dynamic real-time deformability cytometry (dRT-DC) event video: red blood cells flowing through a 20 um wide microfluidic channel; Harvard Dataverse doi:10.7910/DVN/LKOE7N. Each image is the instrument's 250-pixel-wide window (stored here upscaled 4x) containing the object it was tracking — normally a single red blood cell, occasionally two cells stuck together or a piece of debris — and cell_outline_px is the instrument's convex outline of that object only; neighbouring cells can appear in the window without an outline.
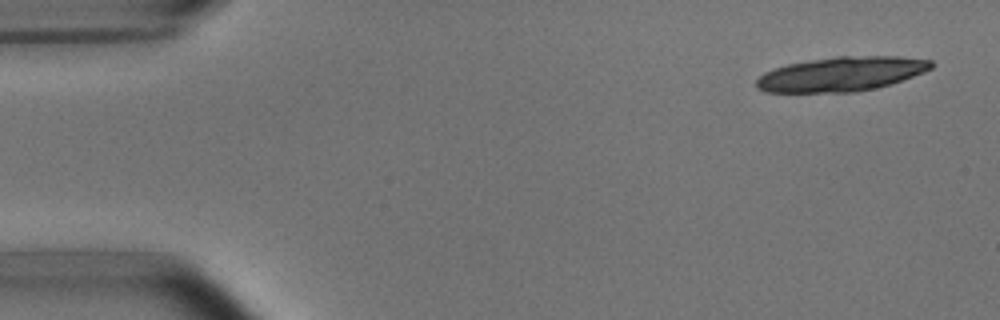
{"species": "common noctule bat (a hibernating species)", "species_latin": "Nyctalus noctula", "temperature_condition": "room temperature", "stored_images_in_passage": 3, "camera_frame_rate_fps": 3000, "um_per_image_px": 0.085, "animal": {"sex": "male", "body_mass_g": 15.6}, "frame": {"image": 1, "passage_image": 1, "time_ms": 0.0, "image_size_px": [1000, 320], "cell_outline_px": [[932, 68], [924, 72], [876, 88], [852, 92], [764, 92], [756, 88], [756, 80], [764, 72], [788, 64], [836, 56], [900, 56], [932, 60]], "centroid_in_image_um": [71.5, 6.29], "position_along_channel_um": 13.5, "area_um2": 34.8}}